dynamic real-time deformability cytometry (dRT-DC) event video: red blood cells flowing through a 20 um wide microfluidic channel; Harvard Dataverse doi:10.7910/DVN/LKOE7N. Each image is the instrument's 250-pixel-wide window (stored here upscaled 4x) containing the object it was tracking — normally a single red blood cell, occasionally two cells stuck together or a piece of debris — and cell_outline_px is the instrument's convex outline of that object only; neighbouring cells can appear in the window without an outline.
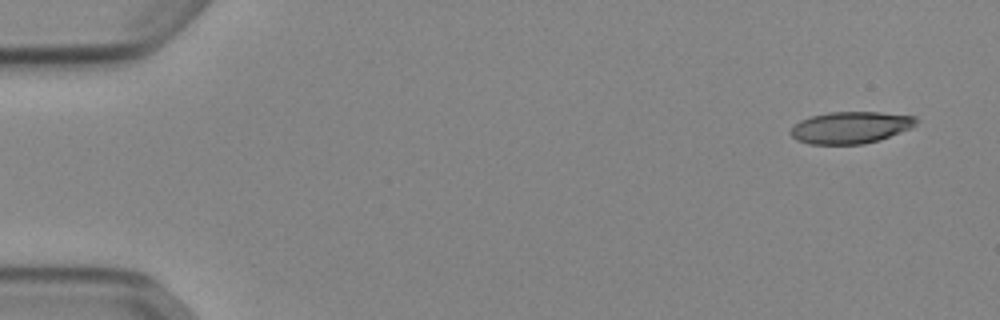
{"species": "Egyptian fruit bat (a non-hibernating species)", "species_latin": "Rousettus aegyptiacus", "temperature_condition": "cold", "stored_images_in_passage": 14, "camera_frame_rate_fps": 3000, "um_per_image_px": 0.085, "animal": {"sex": "female"}, "frame": {"image": 1, "passage_image": 1, "time_ms": 0.0, "image_size_px": [1000, 320], "cell_outline_px": [[916, 124], [912, 128], [880, 140], [864, 144], [808, 144], [796, 140], [788, 132], [800, 120], [812, 116], [828, 112], [880, 112], [916, 116]], "centroid_in_image_um": [72.3, 10.84], "position_along_channel_um": 12.7, "area_um2": 23.41}}
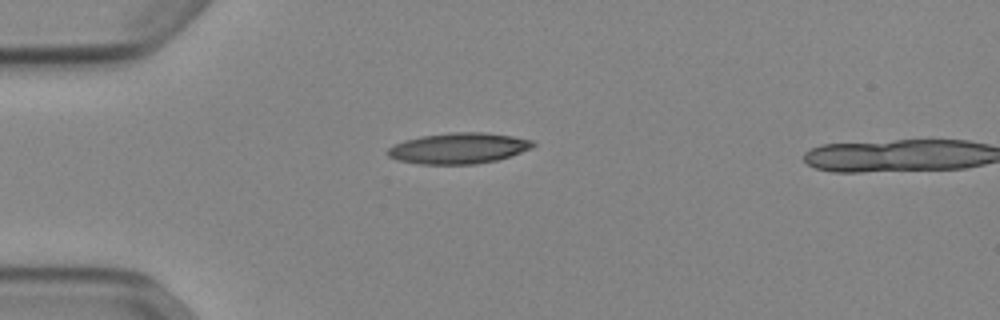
{"frame": {"image": 2, "passage_image": 12, "time_ms": 3.667, "image_size_px": [1000, 320], "cell_outline_px": [[536, 144], [532, 148], [512, 156], [496, 160], [476, 164], [420, 164], [396, 160], [388, 156], [384, 152], [392, 144], [404, 140], [420, 136], [448, 132], [484, 132], [512, 136], [532, 140]], "centroid_in_image_um": [38.94, 12.6], "position_along_channel_um": 46.1, "area_um2": 26.47}}